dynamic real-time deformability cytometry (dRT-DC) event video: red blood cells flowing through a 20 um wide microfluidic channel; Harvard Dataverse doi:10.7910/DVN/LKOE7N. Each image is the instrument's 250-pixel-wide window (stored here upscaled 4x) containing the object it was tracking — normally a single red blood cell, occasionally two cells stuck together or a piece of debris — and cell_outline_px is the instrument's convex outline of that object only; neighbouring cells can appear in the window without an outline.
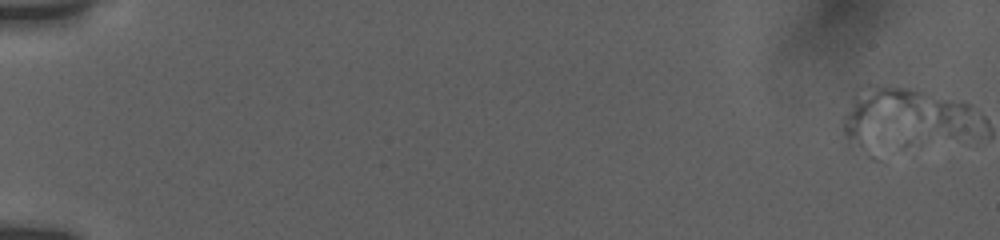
{"species": "human", "species_latin": "Homo sapiens", "temperature_condition": "room temperature", "stored_images_in_passage": 15, "camera_frame_rate_fps": 3000, "um_per_image_px": 0.085, "donor": {"sex": "female"}, "frame": {"image": 1, "passage_image": 1, "time_ms": 0.0, "image_size_px": [1000, 240], "cell_outline_px": [[968, 108], [956, 136], [860, 148], [848, 148], [844, 132], [844, 116], [852, 96], [876, 88], [912, 88], [968, 104]], "centroid_in_image_um": [76.53, 9.97], "position_along_channel_um": 8.5, "area_um2": 42.14}}
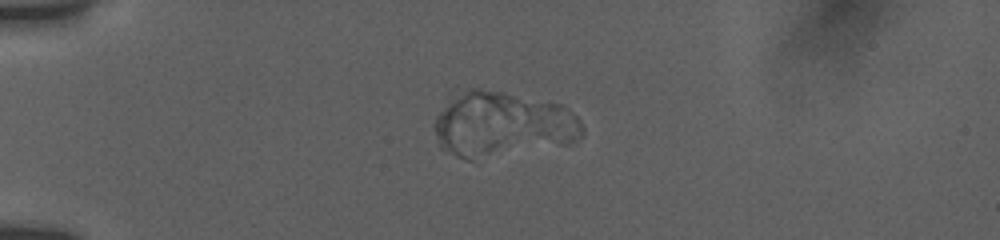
{"frame": {"image": 2, "passage_image": 10, "time_ms": 5.0, "image_size_px": [1000, 240], "cell_outline_px": [[584, 136], [568, 144], [472, 160], [468, 160], [456, 156], [440, 148], [432, 124], [436, 116], [448, 96], [468, 88], [476, 88], [500, 92], [560, 104], [568, 108], [580, 120], [584, 128]], "centroid_in_image_um": [42.66, 10.57], "position_along_channel_um": 42.3, "area_um2": 56.64}}
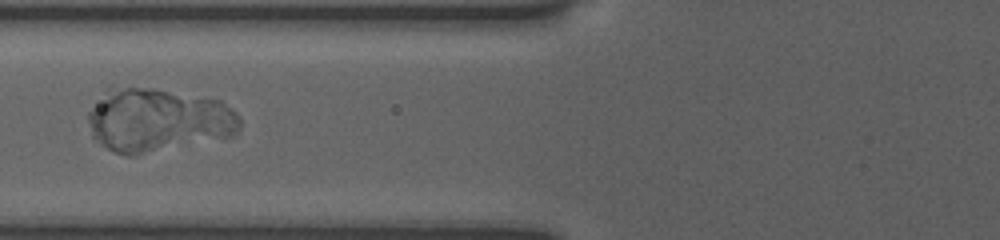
{"frame": {"image": 3, "passage_image": 14, "time_ms": 8.0, "image_size_px": [1000, 240], "cell_outline_px": [[240, 128], [236, 136], [136, 156], [128, 156], [112, 152], [92, 136], [88, 120], [88, 112], [108, 84], [112, 84], [152, 88], [220, 100], [232, 108], [236, 112], [240, 120]], "centroid_in_image_um": [13.4, 10.2], "position_along_channel_um": 112.4, "area_um2": 57.45}}